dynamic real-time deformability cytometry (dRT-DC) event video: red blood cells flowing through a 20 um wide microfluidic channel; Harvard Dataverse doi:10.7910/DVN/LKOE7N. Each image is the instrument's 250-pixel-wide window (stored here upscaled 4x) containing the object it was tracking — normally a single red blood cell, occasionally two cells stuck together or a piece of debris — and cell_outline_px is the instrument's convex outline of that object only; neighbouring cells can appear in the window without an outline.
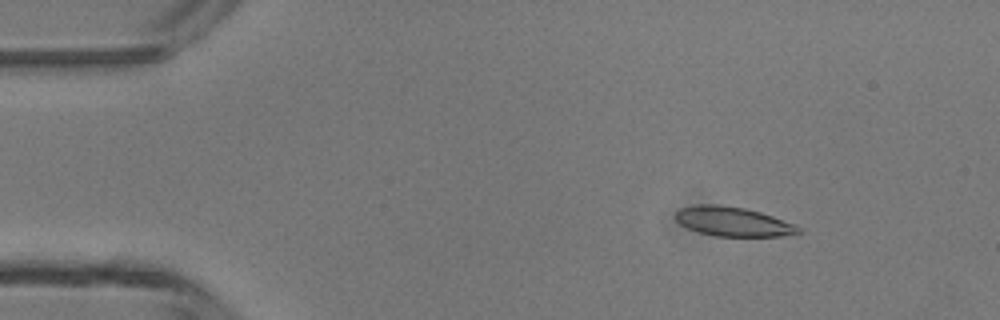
{"species": "common noctule bat (a hibernating species)", "species_latin": "Nyctalus noctula", "temperature_condition": "room temperature", "stored_images_in_passage": 46, "camera_frame_rate_fps": 3000, "um_per_image_px": 0.085, "animal": {"sex": "male", "body_mass_g": 13.3}, "frame": {"image": 1, "passage_image": 6, "time_ms": 1.667, "image_size_px": [1000, 320], "cell_outline_px": [[804, 232], [780, 236], [716, 236], [700, 232], [688, 228], [680, 224], [676, 220], [676, 212], [680, 208], [700, 204], [716, 204], [744, 208], [760, 212], [796, 224]], "centroid_in_image_um": [62.33, 18.83], "position_along_channel_um": 22.7, "area_um2": 20.92}}
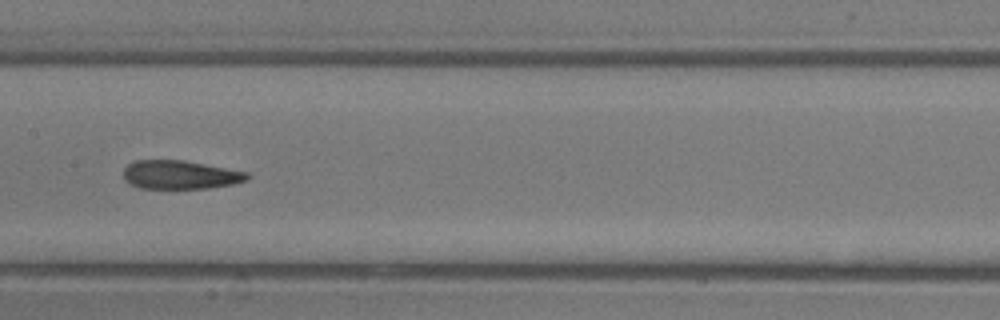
{"frame": {"image": 2, "passage_image": 23, "time_ms": 7.333, "image_size_px": [1000, 320], "cell_outline_px": [[248, 180], [232, 184], [208, 188], [140, 188], [124, 180], [124, 168], [128, 164], [136, 160], [184, 160], [248, 172]], "centroid_in_image_um": [15.31, 14.85], "position_along_channel_um": 192.1, "area_um2": 20.52}}
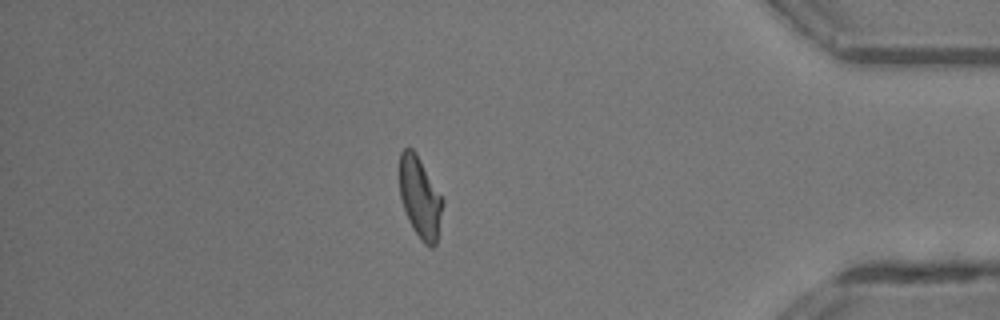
{"frame": {"image": 3, "passage_image": 40, "time_ms": 13.0, "image_size_px": [1000, 320], "cell_outline_px": [[444, 204], [436, 244], [432, 248], [424, 244], [420, 240], [412, 228], [408, 220], [400, 196], [400, 152], [404, 148], [412, 148], [416, 152], [444, 200]], "centroid_in_image_um": [35.71, 16.81], "position_along_channel_um": 399.5, "area_um2": 20.46}, "authors_computed_cell_mechanics": {"area_um2": 21.1837, "velocity_mm_per_s": 4.3701, "shape_relaxation_time_tau1_ms": null, "shape_relaxation_time_tau2_ms": 2.3239, "deformation_change_tau1": null, "deformation_change_tau2": 0.1113}}